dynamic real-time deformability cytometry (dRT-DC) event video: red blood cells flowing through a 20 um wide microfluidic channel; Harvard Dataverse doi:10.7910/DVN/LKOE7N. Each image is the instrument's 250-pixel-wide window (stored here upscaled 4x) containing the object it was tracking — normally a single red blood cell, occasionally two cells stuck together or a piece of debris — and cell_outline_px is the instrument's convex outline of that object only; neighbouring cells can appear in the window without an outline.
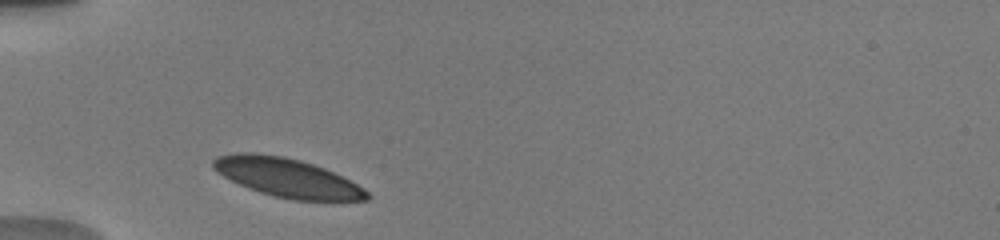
{"species": "human", "species_latin": "Homo sapiens", "temperature_condition": "warm", "stored_images_in_passage": 15, "camera_frame_rate_fps": 3000, "um_per_image_px": 0.085, "donor": {"sex": "male"}, "frame": {"image": 1, "passage_image": 1, "time_ms": 0.0, "image_size_px": [1000, 240], "cell_outline_px": [[372, 196], [368, 200], [296, 200], [276, 196], [260, 192], [248, 188], [216, 172], [212, 168], [212, 160], [216, 156], [240, 152], [252, 152], [284, 156], [300, 160], [324, 168], [364, 188]], "centroid_in_image_um": [24.37, 15.09], "position_along_channel_um": 60.6, "area_um2": 34.51}}
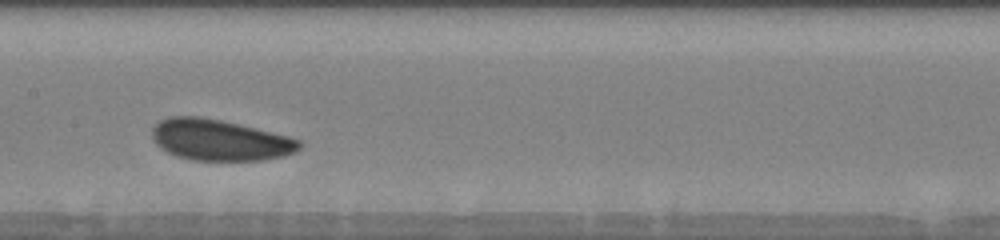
{"frame": {"image": 2, "passage_image": 8, "time_ms": 3.667, "image_size_px": [1000, 240], "cell_outline_px": [[304, 144], [296, 152], [284, 156], [264, 160], [192, 160], [176, 156], [160, 148], [156, 144], [152, 136], [152, 128], [160, 120], [168, 116], [200, 116], [220, 120], [288, 136], [300, 140]], "centroid_in_image_um": [18.67, 11.9], "position_along_channel_um": 188.7, "area_um2": 35.26}}
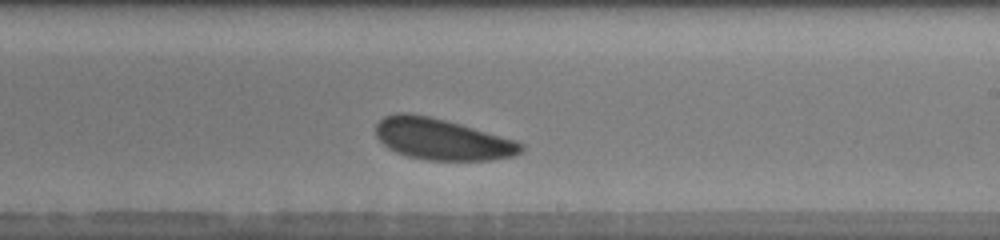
{"frame": {"image": 3, "passage_image": 12, "time_ms": 5.333, "image_size_px": [1000, 240], "cell_outline_px": [[524, 148], [516, 156], [492, 160], [424, 160], [408, 156], [396, 152], [388, 148], [376, 136], [376, 124], [384, 116], [396, 112], [408, 112], [428, 116], [460, 124], [516, 140], [524, 144]], "centroid_in_image_um": [37.57, 11.84], "position_along_channel_um": 251.4, "area_um2": 35.03}}